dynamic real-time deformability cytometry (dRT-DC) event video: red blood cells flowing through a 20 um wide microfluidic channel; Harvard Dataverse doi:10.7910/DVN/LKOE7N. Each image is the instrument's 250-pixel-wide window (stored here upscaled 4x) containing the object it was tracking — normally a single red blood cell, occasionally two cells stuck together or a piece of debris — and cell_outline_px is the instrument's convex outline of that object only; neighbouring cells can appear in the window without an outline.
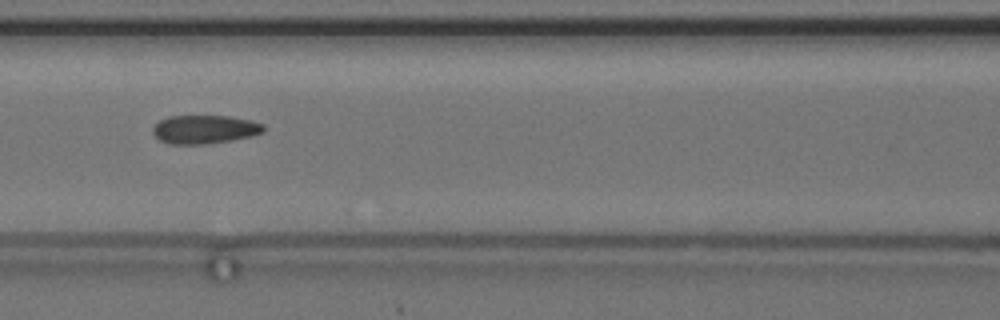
{"species": "common noctule bat (a hibernating species)", "species_latin": "Nyctalus noctula", "temperature_condition": "cold", "stored_images_in_passage": 35, "camera_frame_rate_fps": 3000, "um_per_image_px": 0.085, "animal": {"sex": "female", "body_mass_g": 24.6, "forearm_length_mm": 56.2}, "frame": {"image": 1, "passage_image": 15, "time_ms": 4.667, "image_size_px": [1000, 320], "cell_outline_px": [[264, 132], [252, 136], [232, 140], [208, 144], [168, 144], [160, 140], [152, 132], [152, 128], [160, 120], [168, 116], [228, 116], [252, 120], [264, 124]], "centroid_in_image_um": [17.41, 11.0], "position_along_channel_um": 149.2, "area_um2": 18.55}}
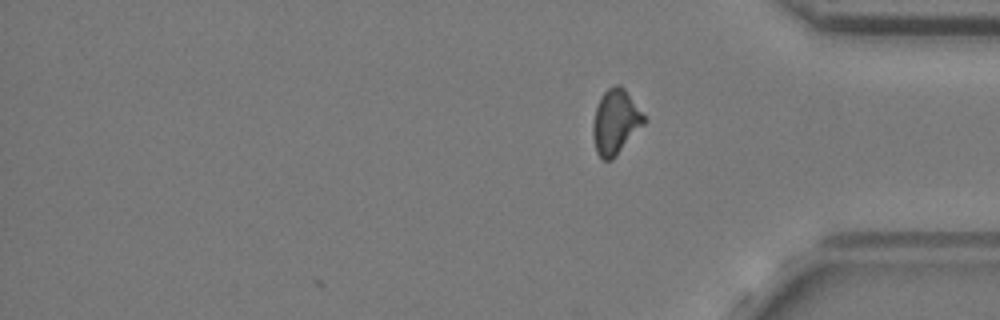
{"frame": {"image": 2, "passage_image": 35, "time_ms": 11.333, "image_size_px": [1000, 320], "cell_outline_px": [[648, 120], [616, 156], [612, 160], [604, 160], [596, 152], [592, 136], [592, 124], [596, 108], [600, 96], [608, 88], [616, 84], [620, 84], [624, 88]], "centroid_in_image_um": [52.31, 10.36], "position_along_channel_um": 382.9, "area_um2": 19.36}, "authors_computed_cell_mechanics": {"area_um2": 19.0162, "velocity_mm_per_s": 3.6635, "shape_relaxation_time_tau1_ms": null, "shape_relaxation_time_tau2_ms": 1.8916, "deformation_change_tau1": null, "deformation_change_tau2": 0.0885}}